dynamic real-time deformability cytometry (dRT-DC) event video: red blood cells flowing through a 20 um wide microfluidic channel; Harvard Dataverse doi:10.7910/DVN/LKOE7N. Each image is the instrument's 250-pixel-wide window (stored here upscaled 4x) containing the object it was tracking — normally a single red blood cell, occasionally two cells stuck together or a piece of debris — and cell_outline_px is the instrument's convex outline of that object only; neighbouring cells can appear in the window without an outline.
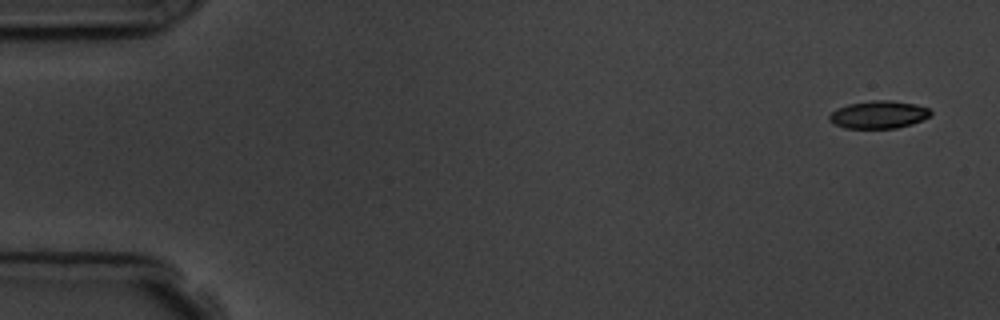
{"species": "common noctule bat (a hibernating species)", "species_latin": "Nyctalus noctula", "temperature_condition": "room temperature", "stored_images_in_passage": 5, "camera_frame_rate_fps": 3000, "um_per_image_px": 0.085, "animal": {"sex": "male", "body_mass_g": 19.5, "forearm_length_mm": 54.6}, "frame": {"image": 1, "passage_image": 1, "time_ms": 0.0, "image_size_px": [1000, 320], "cell_outline_px": [[932, 112], [928, 116], [912, 124], [896, 128], [844, 128], [828, 120], [828, 116], [836, 108], [848, 104], [872, 100], [892, 100], [916, 104], [928, 108]], "centroid_in_image_um": [74.66, 9.73], "position_along_channel_um": 10.3, "area_um2": 16.3}}
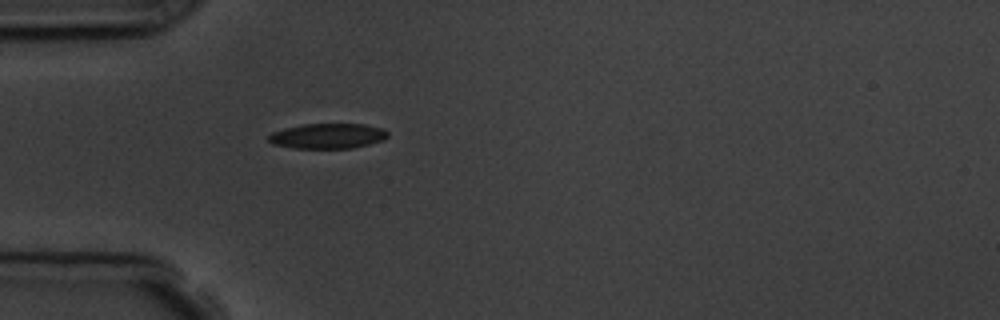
{"frame": {"image": 2, "passage_image": 5, "time_ms": 4.667, "image_size_px": [1000, 320], "cell_outline_px": [[388, 136], [384, 140], [352, 148], [292, 148], [272, 144], [268, 140], [268, 136], [272, 132], [284, 128], [304, 124], [364, 124], [384, 128], [388, 132]], "centroid_in_image_um": [27.86, 11.56], "position_along_channel_um": 57.1, "area_um2": 17.57}}